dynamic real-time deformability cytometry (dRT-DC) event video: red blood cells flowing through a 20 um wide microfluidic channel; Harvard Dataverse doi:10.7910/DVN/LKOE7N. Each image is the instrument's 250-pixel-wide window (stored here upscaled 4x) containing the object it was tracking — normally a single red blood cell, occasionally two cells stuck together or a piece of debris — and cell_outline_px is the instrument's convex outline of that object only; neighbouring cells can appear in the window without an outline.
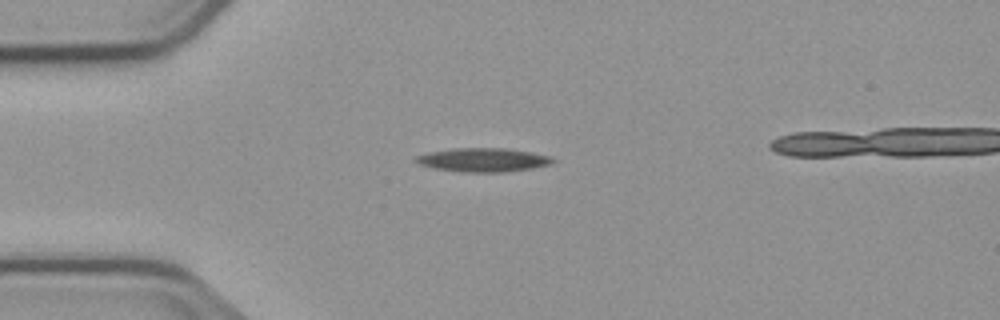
{"species": "common noctule bat (a hibernating species)", "species_latin": "Nyctalus noctula", "temperature_condition": "cold", "stored_images_in_passage": 3, "camera_frame_rate_fps": 3000, "um_per_image_px": 0.085, "animal": {"sex": "male", "body_mass_g": 23.1, "forearm_length_mm": 52.7}, "frame": {"image": 1, "passage_image": 3, "time_ms": 2.333, "image_size_px": [1000, 320], "cell_outline_px": [[556, 160], [552, 164], [532, 168], [508, 172], [460, 172], [432, 168], [420, 164], [412, 160], [416, 156], [428, 152], [452, 148], [508, 148], [532, 152], [552, 156]], "centroid_in_image_um": [41.08, 13.59], "position_along_channel_um": 43.9, "area_um2": 19.31}}